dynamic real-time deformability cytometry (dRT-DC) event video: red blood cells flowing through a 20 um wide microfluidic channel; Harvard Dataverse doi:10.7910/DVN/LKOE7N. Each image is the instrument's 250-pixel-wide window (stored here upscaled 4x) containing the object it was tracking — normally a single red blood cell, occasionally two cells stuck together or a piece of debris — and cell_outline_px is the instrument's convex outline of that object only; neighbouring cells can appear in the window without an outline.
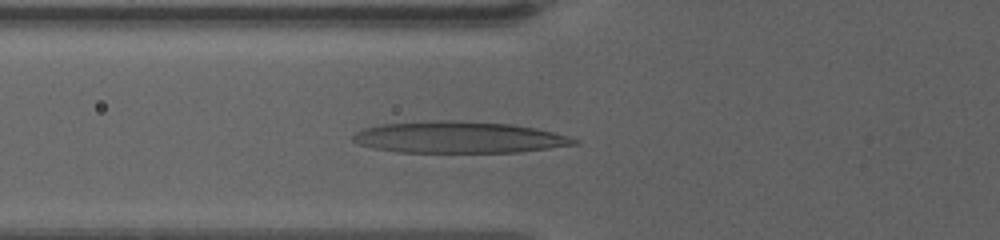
{"species": "human", "species_latin": "Homo sapiens", "temperature_condition": "warm", "stored_images_in_passage": 51, "camera_frame_rate_fps": 3000, "um_per_image_px": 0.085, "donor": {"sex": "female"}, "frame": {"image": 1, "passage_image": 15, "time_ms": 4.667, "image_size_px": [1000, 240], "cell_outline_px": [[580, 144], [520, 152], [396, 152], [372, 148], [360, 144], [352, 140], [352, 136], [356, 132], [364, 128], [384, 124], [440, 120], [448, 120], [512, 124], [536, 128], [568, 136], [580, 140]], "centroid_in_image_um": [39.03, 11.68], "position_along_channel_um": 86.8, "area_um2": 40.58}}
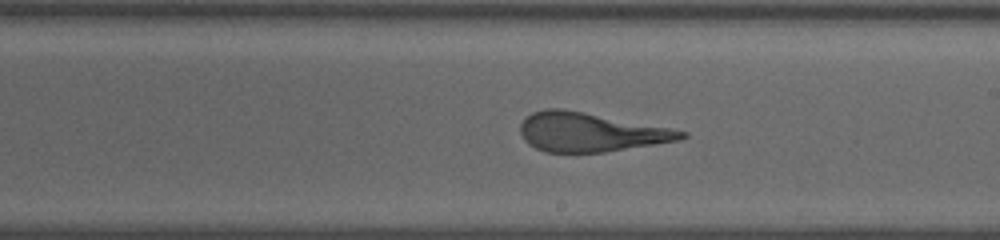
{"frame": {"image": 2, "passage_image": 28, "time_ms": 9.0, "image_size_px": [1000, 240], "cell_outline_px": [[688, 136], [680, 140], [656, 144], [604, 152], [544, 152], [528, 144], [524, 140], [520, 132], [520, 124], [532, 112], [544, 108], [560, 108], [584, 112], [668, 128], [688, 132]], "centroid_in_image_um": [50.14, 11.24], "position_along_channel_um": 238.9, "area_um2": 36.3}}
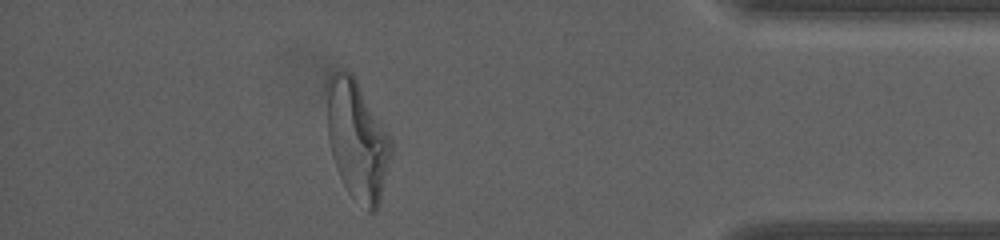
{"frame": {"image": 3, "passage_image": 45, "time_ms": 14.667, "image_size_px": [1000, 240], "cell_outline_px": [[392, 152], [380, 200], [376, 212], [368, 212], [348, 192], [336, 168], [332, 156], [328, 140], [328, 76], [332, 72], [344, 68], [352, 72], [392, 140]], "centroid_in_image_um": [30.37, 11.9], "position_along_channel_um": 404.8, "area_um2": 44.33}, "authors_computed_cell_mechanics": {"area_um2": 38.726, "velocity_mm_per_s": 3.4945, "shape_relaxation_time_tau1_ms": 7.4098, "shape_relaxation_time_tau2_ms": 1.4067, "deformation_change_tau1": 0.3272, "deformation_change_tau2": 0.1145}}